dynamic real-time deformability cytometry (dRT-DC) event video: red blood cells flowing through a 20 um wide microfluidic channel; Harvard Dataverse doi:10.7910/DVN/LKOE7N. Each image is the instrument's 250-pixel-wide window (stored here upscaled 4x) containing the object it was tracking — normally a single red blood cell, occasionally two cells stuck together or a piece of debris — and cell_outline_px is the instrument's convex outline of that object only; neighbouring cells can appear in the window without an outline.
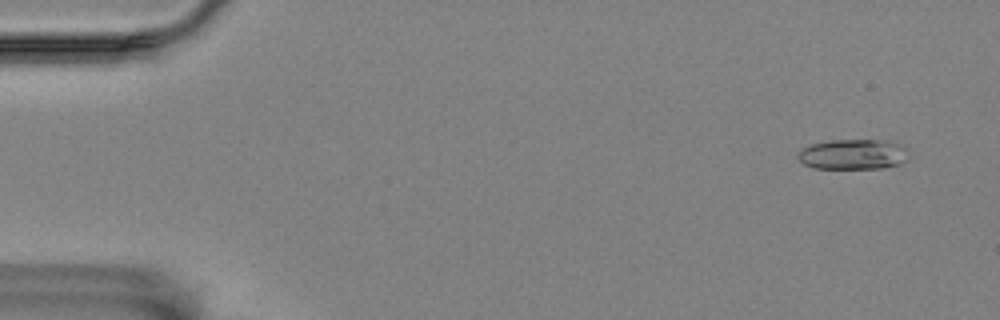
{"species": "Egyptian fruit bat (a non-hibernating species)", "species_latin": "Rousettus aegyptiacus", "temperature_condition": "room temperature", "stored_images_in_passage": 57, "camera_frame_rate_fps": 3000, "um_per_image_px": 0.085, "animal": {"sex": "female"}, "frame": {"image": 1, "passage_image": 4, "time_ms": 1.0, "image_size_px": [1000, 320], "cell_outline_px": [[908, 160], [900, 164], [884, 168], [812, 168], [804, 164], [796, 156], [796, 152], [812, 144], [832, 140], [888, 140], [900, 144], [908, 148]], "centroid_in_image_um": [72.55, 13.12], "position_along_channel_um": 12.4, "area_um2": 19.77}}
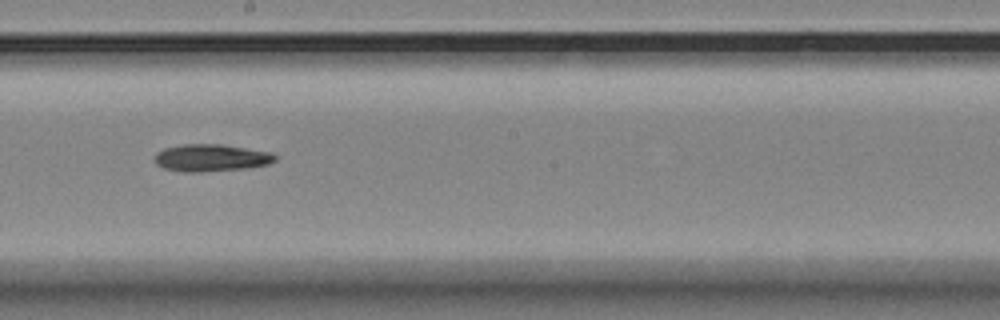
{"frame": {"image": 2, "passage_image": 32, "time_ms": 10.333, "image_size_px": [1000, 320], "cell_outline_px": [[276, 160], [268, 164], [248, 168], [200, 172], [184, 172], [164, 168], [156, 164], [156, 152], [164, 148], [184, 144], [220, 144], [272, 152], [276, 156]], "centroid_in_image_um": [17.96, 13.41], "position_along_channel_um": 230.2, "area_um2": 19.07}}
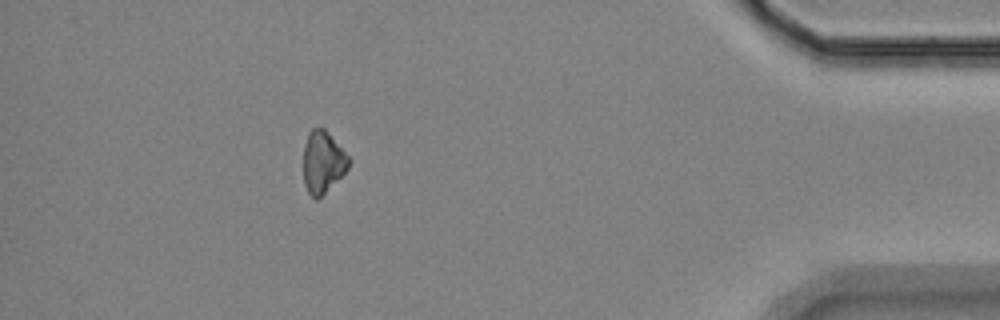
{"frame": {"image": 3, "passage_image": 51, "time_ms": 16.667, "image_size_px": [1000, 320], "cell_outline_px": [[348, 168], [316, 200], [308, 192], [304, 184], [304, 144], [308, 132], [312, 128], [324, 128], [348, 156]], "centroid_in_image_um": [27.4, 13.75], "position_along_channel_um": 407.8, "area_um2": 15.84}, "authors_computed_cell_mechanics": {"area_um2": 18.3804, "velocity_mm_per_s": 3.5619, "shape_relaxation_time_tau1_ms": 7.5829, "shape_relaxation_time_tau2_ms": null, "deformation_change_tau1": 0.1585, "deformation_change_tau2": null}}